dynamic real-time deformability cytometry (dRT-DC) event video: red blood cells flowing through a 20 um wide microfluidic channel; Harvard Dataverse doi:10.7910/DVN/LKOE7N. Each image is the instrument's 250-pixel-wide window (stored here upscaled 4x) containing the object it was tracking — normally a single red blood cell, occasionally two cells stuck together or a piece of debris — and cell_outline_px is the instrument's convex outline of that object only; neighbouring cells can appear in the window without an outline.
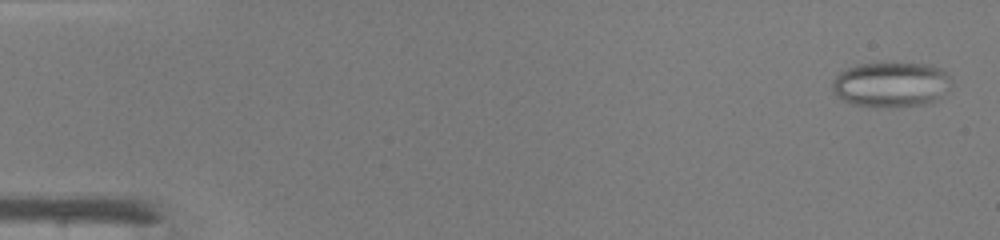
{"species": "common noctule bat (a hibernating species)", "species_latin": "Nyctalus noctula", "temperature_condition": "warm", "stored_images_in_passage": 47, "camera_frame_rate_fps": 3000, "um_per_image_px": 0.085, "animal": {"sex": "male", "body_mass_g": 19.0, "forearm_length_mm": 50.8}, "frame": {"image": 1, "passage_image": 2, "time_ms": 0.333, "image_size_px": [1000, 240], "cell_outline_px": [[952, 80], [948, 88], [932, 104], [852, 104], [836, 96], [832, 88], [832, 80], [840, 72], [856, 64], [928, 64], [940, 68]], "centroid_in_image_um": [75.73, 7.14], "position_along_channel_um": 9.3, "area_um2": 30.17}}
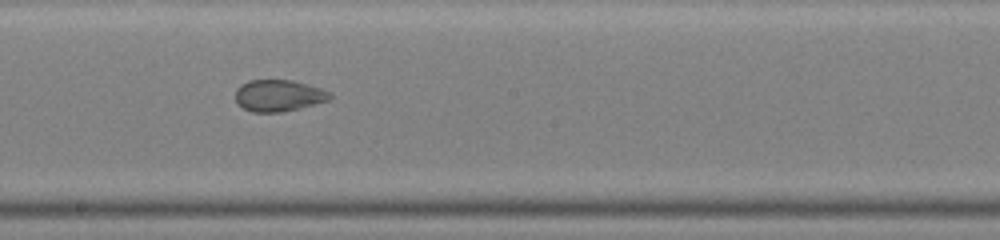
{"frame": {"image": 2, "passage_image": 27, "time_ms": 8.667, "image_size_px": [1000, 240], "cell_outline_px": [[332, 96], [328, 100], [280, 112], [252, 112], [244, 108], [236, 100], [236, 88], [240, 84], [248, 80], [292, 80], [320, 88], [332, 92]], "centroid_in_image_um": [23.66, 8.1], "position_along_channel_um": 224.5, "area_um2": 17.17}}
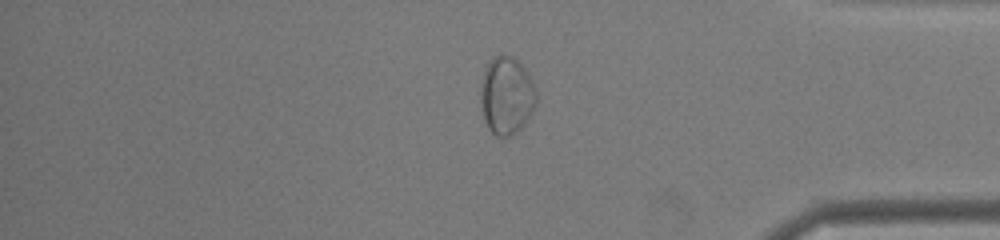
{"frame": {"image": 3, "passage_image": 40, "time_ms": 13.0, "image_size_px": [1000, 240], "cell_outline_px": [[536, 104], [532, 112], [524, 124], [516, 132], [508, 136], [496, 136], [488, 128], [484, 120], [480, 100], [480, 88], [484, 72], [488, 60], [492, 56], [500, 52], [512, 56], [524, 68], [532, 80], [536, 92]], "centroid_in_image_um": [43.03, 8.08], "position_along_channel_um": 392.2, "area_um2": 25.43}}